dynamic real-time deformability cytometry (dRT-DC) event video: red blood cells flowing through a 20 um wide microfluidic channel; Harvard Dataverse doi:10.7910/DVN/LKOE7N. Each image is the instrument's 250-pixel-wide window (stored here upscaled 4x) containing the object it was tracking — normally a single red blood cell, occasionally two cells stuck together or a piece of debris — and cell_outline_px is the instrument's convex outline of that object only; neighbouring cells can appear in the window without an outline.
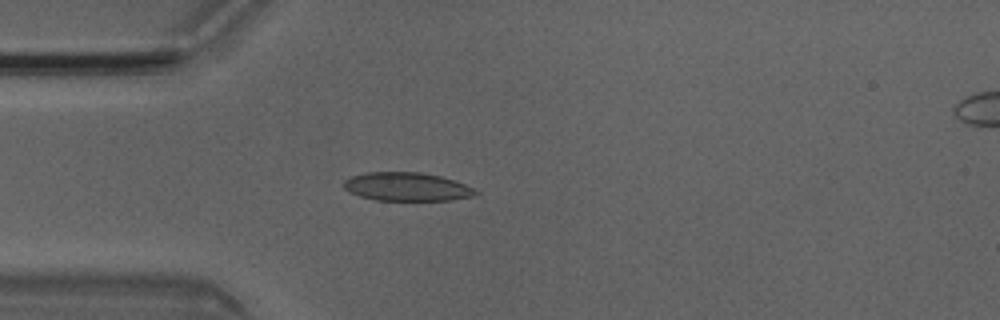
{"species": "Egyptian fruit bat (a non-hibernating species)", "species_latin": "Rousettus aegyptiacus", "temperature_condition": "room temperature", "stored_images_in_passage": 4, "camera_frame_rate_fps": 3000, "um_per_image_px": 0.085, "animal": {"sex": "male"}, "frame": {"image": 1, "passage_image": 4, "time_ms": 1.0, "image_size_px": [1000, 320], "cell_outline_px": [[480, 192], [476, 196], [452, 200], [376, 200], [360, 196], [348, 192], [340, 184], [344, 180], [352, 176], [364, 172], [420, 172], [440, 176], [456, 180]], "centroid_in_image_um": [34.57, 15.87], "position_along_channel_um": 50.4, "area_um2": 22.14}}